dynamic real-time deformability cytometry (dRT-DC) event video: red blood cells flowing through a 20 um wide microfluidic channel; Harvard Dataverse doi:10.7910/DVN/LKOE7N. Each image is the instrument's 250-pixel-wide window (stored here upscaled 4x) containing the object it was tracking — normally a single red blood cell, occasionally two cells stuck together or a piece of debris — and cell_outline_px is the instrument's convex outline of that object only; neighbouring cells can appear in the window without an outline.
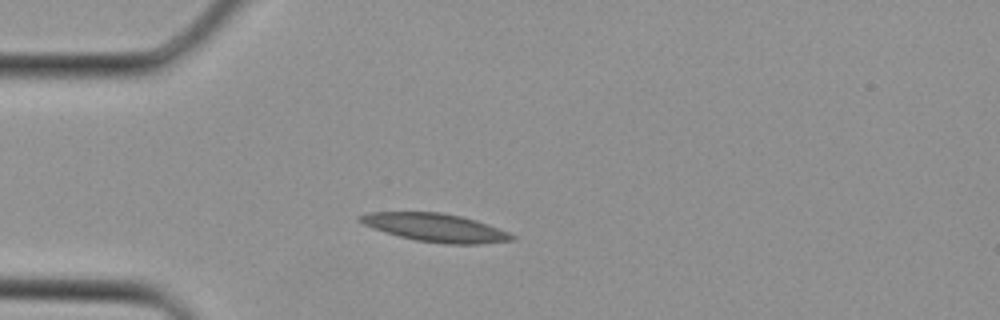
{"species": "Egyptian fruit bat (a non-hibernating species)", "species_latin": "Rousettus aegyptiacus", "temperature_condition": "cold", "stored_images_in_passage": 2, "camera_frame_rate_fps": 3000, "um_per_image_px": 0.085, "animal": {"sex": "female"}, "frame": {"image": 1, "passage_image": 2, "time_ms": 0.333, "image_size_px": [1000, 320], "cell_outline_px": [[516, 240], [480, 244], [444, 244], [416, 240], [384, 232], [372, 228], [356, 220], [356, 216], [368, 212], [440, 212], [460, 216], [476, 220], [488, 224], [508, 232], [516, 236]], "centroid_in_image_um": [37.0, 19.35], "position_along_channel_um": 48.0, "area_um2": 25.09}}